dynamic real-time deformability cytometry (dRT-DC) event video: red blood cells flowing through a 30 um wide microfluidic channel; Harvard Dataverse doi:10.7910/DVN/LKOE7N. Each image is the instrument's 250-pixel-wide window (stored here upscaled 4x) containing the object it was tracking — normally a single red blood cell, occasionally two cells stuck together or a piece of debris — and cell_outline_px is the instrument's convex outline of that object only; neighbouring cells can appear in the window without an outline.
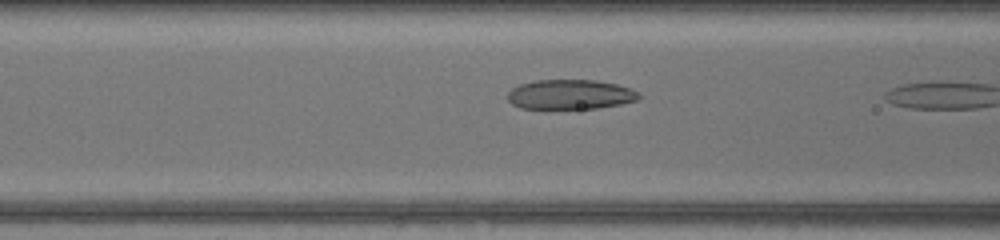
{"species": "common noctule bat (a hibernating species)", "species_latin": "Nyctalus noctula", "temperature_condition": "warm", "stored_images_in_passage": 11, "camera_frame_rate_fps": 3000, "um_per_image_px": 0.085, "animal": {"sex": "female", "body_mass_g": 17.0, "forearm_length_mm": 48.0}, "frame": {"image": 1, "passage_image": 10, "time_ms": 3.0, "image_size_px": [1000, 240], "cell_outline_px": [[640, 96], [636, 100], [620, 104], [596, 108], [520, 108], [512, 104], [508, 100], [508, 92], [512, 88], [520, 84], [536, 80], [596, 80], [616, 84], [640, 92]], "centroid_in_image_um": [48.45, 8.02], "position_along_channel_um": 118.1, "area_um2": 22.54}}